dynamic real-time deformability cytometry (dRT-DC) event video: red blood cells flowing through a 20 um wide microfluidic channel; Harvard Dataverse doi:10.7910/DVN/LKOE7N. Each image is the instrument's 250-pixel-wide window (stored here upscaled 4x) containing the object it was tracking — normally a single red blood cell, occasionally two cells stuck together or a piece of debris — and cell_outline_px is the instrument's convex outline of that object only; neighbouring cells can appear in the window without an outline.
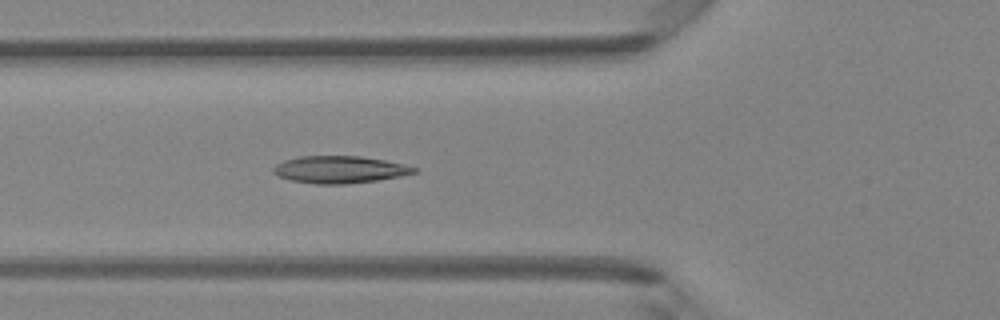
{"species": "Egyptian fruit bat (a non-hibernating species)", "species_latin": "Rousettus aegyptiacus", "temperature_condition": "room temperature", "stored_images_in_passage": 23, "camera_frame_rate_fps": 3000, "um_per_image_px": 0.085, "animal": {"sex": "female"}, "frame": {"image": 1, "passage_image": 6, "time_ms": 1.667, "image_size_px": [1000, 320], "cell_outline_px": [[416, 172], [400, 176], [376, 180], [348, 184], [316, 184], [292, 180], [276, 176], [272, 172], [272, 168], [276, 164], [284, 160], [300, 156], [360, 156], [384, 160], [404, 164], [416, 168]], "centroid_in_image_um": [28.82, 14.41], "position_along_channel_um": 97.0, "area_um2": 22.25}}
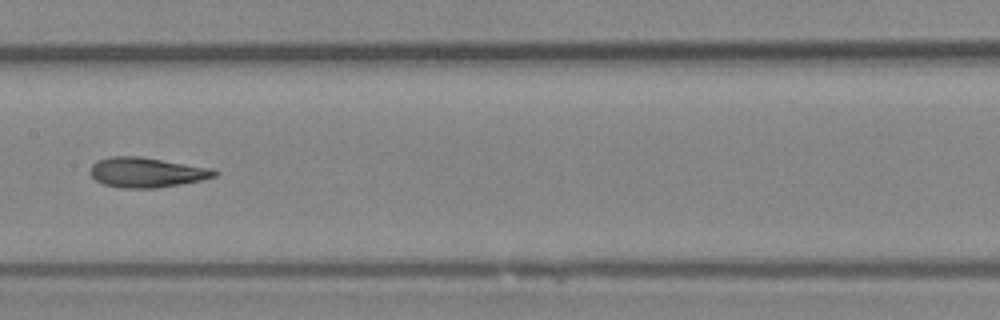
{"frame": {"image": 2, "passage_image": 13, "time_ms": 4.0, "image_size_px": [1000, 320], "cell_outline_px": [[220, 172], [216, 176], [204, 180], [156, 188], [124, 188], [104, 184], [96, 180], [88, 172], [92, 164], [96, 160], [112, 156], [140, 156], [216, 168]], "centroid_in_image_um": [12.52, 14.64], "position_along_channel_um": 194.9, "area_um2": 22.08}}
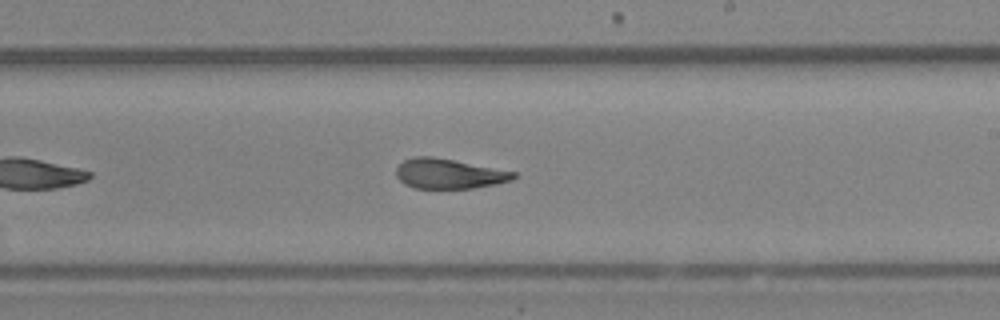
{"frame": {"image": 3, "passage_image": 17, "time_ms": 5.333, "image_size_px": [1000, 320], "cell_outline_px": [[516, 176], [512, 180], [496, 184], [472, 188], [416, 188], [404, 184], [396, 176], [396, 168], [404, 160], [416, 156], [432, 156], [516, 172]], "centroid_in_image_um": [38.14, 14.76], "position_along_channel_um": 250.9, "area_um2": 20.29}}